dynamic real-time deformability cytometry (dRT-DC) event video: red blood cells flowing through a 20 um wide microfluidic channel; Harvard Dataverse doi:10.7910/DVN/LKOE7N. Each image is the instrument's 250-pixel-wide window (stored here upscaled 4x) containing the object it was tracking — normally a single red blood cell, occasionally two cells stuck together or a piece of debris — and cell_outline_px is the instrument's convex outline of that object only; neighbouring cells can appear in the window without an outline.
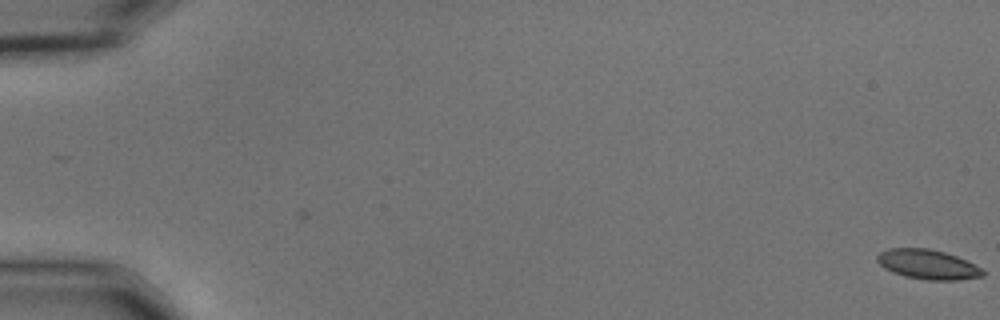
{"species": "common noctule bat (a hibernating species)", "species_latin": "Nyctalus noctula", "temperature_condition": "cold", "stored_images_in_passage": 57, "camera_frame_rate_fps": 3000, "um_per_image_px": 0.085, "animal": {"sex": "male", "body_mass_g": 15.6}, "frame": {"image": 1, "passage_image": 1, "time_ms": 0.0, "image_size_px": [1000, 320], "cell_outline_px": [[984, 276], [956, 280], [928, 280], [904, 276], [892, 272], [884, 268], [876, 260], [876, 256], [880, 252], [888, 248], [928, 248], [944, 252], [956, 256], [980, 268], [984, 272]], "centroid_in_image_um": [78.81, 22.47], "position_along_channel_um": 6.2, "area_um2": 18.09}}
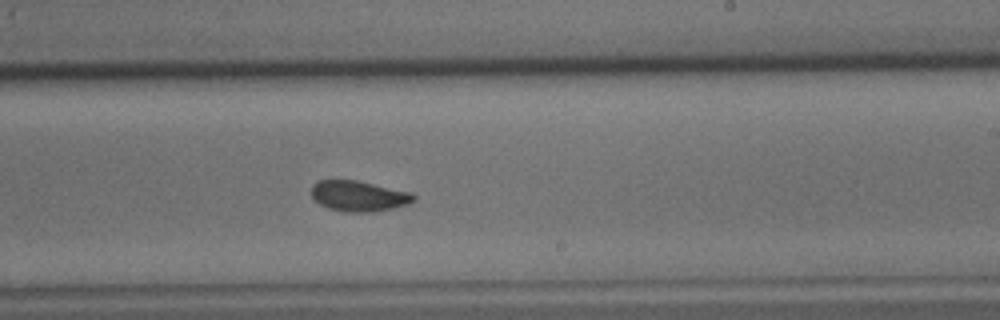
{"frame": {"image": 2, "passage_image": 36, "time_ms": 11.667, "image_size_px": [1000, 320], "cell_outline_px": [[416, 200], [408, 204], [392, 208], [372, 212], [348, 212], [328, 208], [320, 204], [312, 196], [312, 184], [316, 180], [356, 180], [412, 192], [416, 196]], "centroid_in_image_um": [30.51, 16.65], "position_along_channel_um": 258.5, "area_um2": 18.26}}
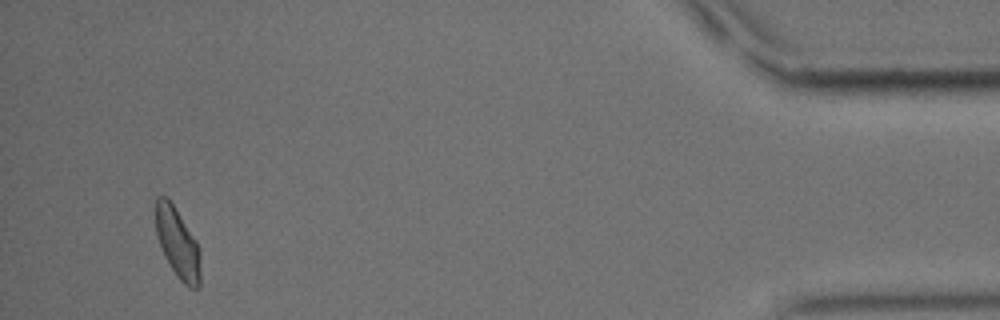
{"frame": {"image": 3, "passage_image": 55, "time_ms": 18.0, "image_size_px": [1000, 320], "cell_outline_px": [[200, 284], [196, 288], [188, 288], [176, 276], [168, 264], [160, 248], [156, 232], [156, 196], [168, 196], [196, 240], [200, 252]], "centroid_in_image_um": [15.09, 20.67], "position_along_channel_um": 420.1, "area_um2": 18.5}, "authors_computed_cell_mechanics": {"area_um2": 18.496, "velocity_mm_per_s": 3.6126, "shape_relaxation_time_tau1_ms": 8.4226, "shape_relaxation_time_tau2_ms": 2.926, "deformation_change_tau1": 0.1387, "deformation_change_tau2": 0.08}}